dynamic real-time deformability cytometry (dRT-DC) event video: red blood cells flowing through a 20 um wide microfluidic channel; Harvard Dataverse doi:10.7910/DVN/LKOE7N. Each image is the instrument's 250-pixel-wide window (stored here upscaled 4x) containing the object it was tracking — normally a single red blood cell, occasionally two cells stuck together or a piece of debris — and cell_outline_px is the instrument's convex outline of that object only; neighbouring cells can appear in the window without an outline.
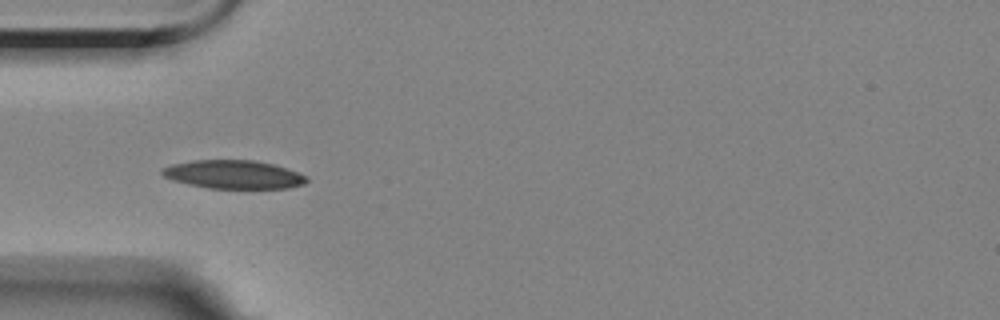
{"species": "Egyptian fruit bat (a non-hibernating species)", "species_latin": "Rousettus aegyptiacus", "temperature_condition": "room temperature", "stored_images_in_passage": 5, "camera_frame_rate_fps": 3000, "um_per_image_px": 0.085, "animal": {"sex": "female"}, "frame": {"image": 1, "passage_image": 4, "time_ms": 3.667, "image_size_px": [1000, 320], "cell_outline_px": [[308, 180], [304, 184], [288, 188], [208, 188], [188, 184], [172, 180], [164, 176], [160, 172], [160, 168], [172, 164], [192, 160], [256, 160], [272, 164], [308, 176]], "centroid_in_image_um": [19.81, 14.83], "position_along_channel_um": 65.2, "area_um2": 23.93}}
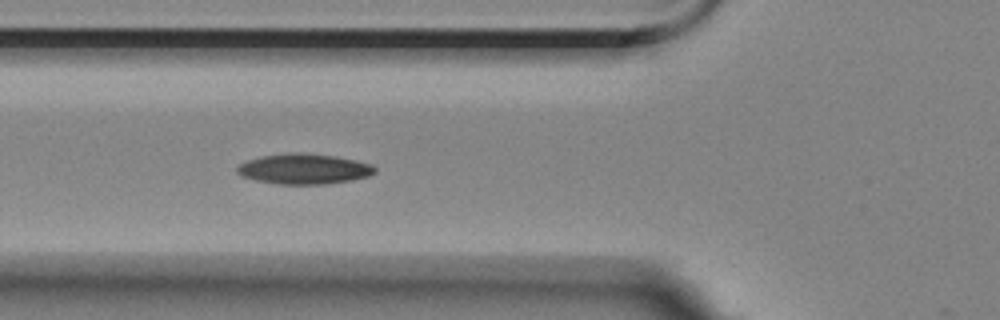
{"frame": {"image": 2, "passage_image": 5, "time_ms": 4.667, "image_size_px": [1000, 320], "cell_outline_px": [[376, 172], [368, 176], [352, 180], [324, 184], [276, 184], [256, 180], [240, 176], [236, 172], [236, 168], [240, 164], [248, 160], [264, 156], [288, 152], [300, 152], [336, 156], [356, 160], [372, 164], [376, 168]], "centroid_in_image_um": [25.84, 14.35], "position_along_channel_um": 100.0, "area_um2": 24.45}}